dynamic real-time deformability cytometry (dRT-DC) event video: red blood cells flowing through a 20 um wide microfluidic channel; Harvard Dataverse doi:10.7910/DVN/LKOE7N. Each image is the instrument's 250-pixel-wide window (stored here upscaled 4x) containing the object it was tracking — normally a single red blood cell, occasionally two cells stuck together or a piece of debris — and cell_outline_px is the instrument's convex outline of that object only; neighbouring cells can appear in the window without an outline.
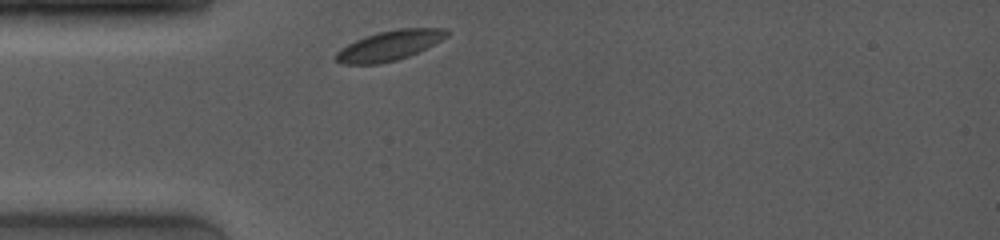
{"species": "common noctule bat (a hibernating species)", "species_latin": "Nyctalus noctula", "temperature_condition": "room temperature", "stored_images_in_passage": 1, "camera_frame_rate_fps": 4000, "um_per_image_px": 0.085, "animal": {"sex": "female", "body_mass_g": 19.0, "forearm_length_mm": 53.3}, "frame": {"image": 1, "passage_image": 1, "time_ms": 0.0, "image_size_px": [1000, 240], "cell_outline_px": [[448, 36], [408, 56], [396, 60], [380, 64], [340, 64], [336, 60], [336, 52], [340, 48], [364, 36], [380, 32], [400, 28], [444, 28], [448, 32]], "centroid_in_image_um": [33.05, 3.87], "position_along_channel_um": 51.9, "area_um2": 19.02}}